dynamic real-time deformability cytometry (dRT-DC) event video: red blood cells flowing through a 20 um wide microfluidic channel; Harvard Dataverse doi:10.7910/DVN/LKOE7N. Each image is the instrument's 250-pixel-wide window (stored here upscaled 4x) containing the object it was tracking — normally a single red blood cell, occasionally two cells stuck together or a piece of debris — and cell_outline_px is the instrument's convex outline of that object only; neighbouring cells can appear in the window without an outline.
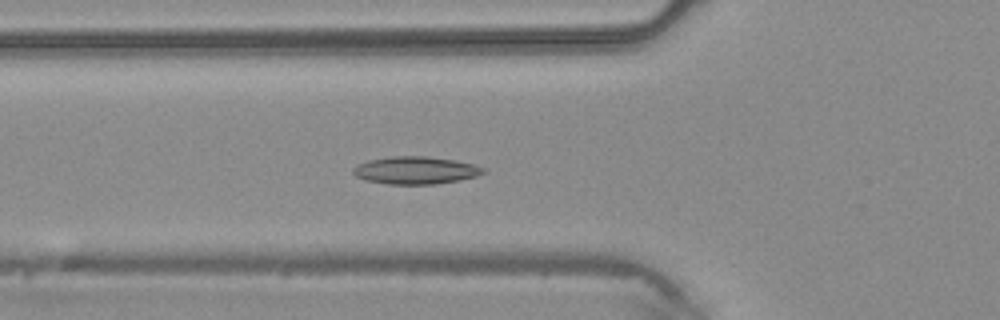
{"species": "common noctule bat (a hibernating species)", "species_latin": "Nyctalus noctula", "temperature_condition": "warm", "stored_images_in_passage": 46, "camera_frame_rate_fps": 3000, "um_per_image_px": 0.085, "animal": {"sex": "male", "body_mass_g": 20.4}, "frame": {"image": 1, "passage_image": 17, "time_ms": 5.333, "image_size_px": [1000, 320], "cell_outline_px": [[488, 168], [484, 172], [476, 176], [460, 180], [436, 184], [388, 184], [364, 180], [356, 176], [352, 172], [352, 168], [356, 164], [368, 160], [388, 156], [428, 156], [456, 160]], "centroid_in_image_um": [35.3, 14.47], "position_along_channel_um": 90.5, "area_um2": 21.15}}
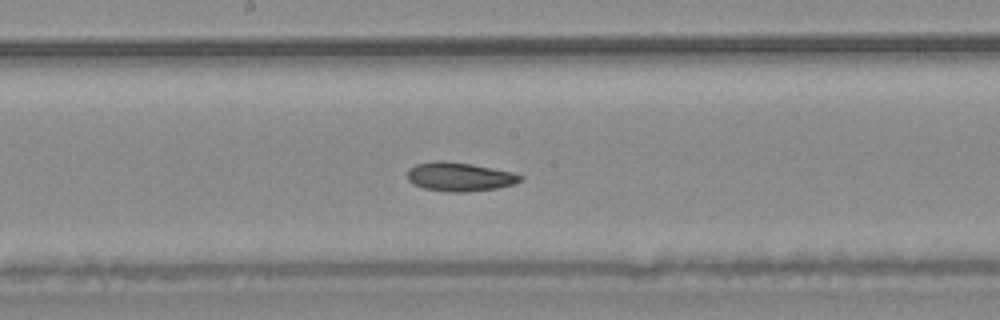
{"frame": {"image": 2, "passage_image": 25, "time_ms": 8.0, "image_size_px": [1000, 320], "cell_outline_px": [[524, 176], [520, 180], [512, 184], [496, 188], [468, 192], [448, 192], [424, 188], [412, 184], [408, 180], [408, 168], [416, 164], [436, 160], [440, 160], [472, 164], [512, 172]], "centroid_in_image_um": [39.02, 15.02], "position_along_channel_um": 209.2, "area_um2": 18.96}}
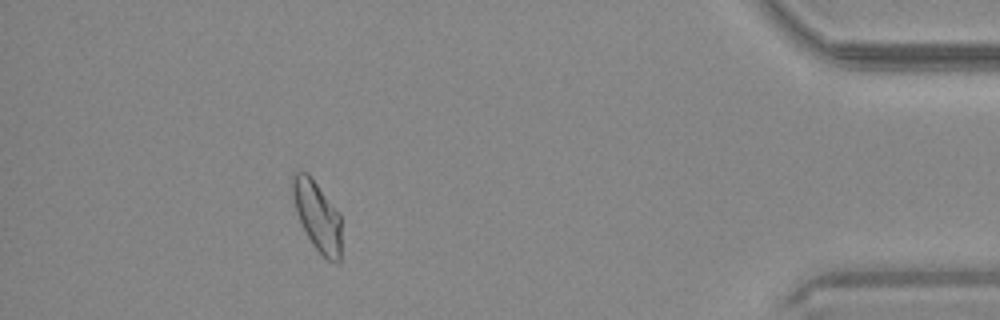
{"frame": {"image": 3, "passage_image": 42, "time_ms": 13.667, "image_size_px": [1000, 320], "cell_outline_px": [[340, 260], [336, 264], [328, 260], [312, 244], [296, 212], [292, 196], [292, 172], [308, 172], [340, 212]], "centroid_in_image_um": [26.97, 18.32], "position_along_channel_um": 408.2, "area_um2": 19.83}}